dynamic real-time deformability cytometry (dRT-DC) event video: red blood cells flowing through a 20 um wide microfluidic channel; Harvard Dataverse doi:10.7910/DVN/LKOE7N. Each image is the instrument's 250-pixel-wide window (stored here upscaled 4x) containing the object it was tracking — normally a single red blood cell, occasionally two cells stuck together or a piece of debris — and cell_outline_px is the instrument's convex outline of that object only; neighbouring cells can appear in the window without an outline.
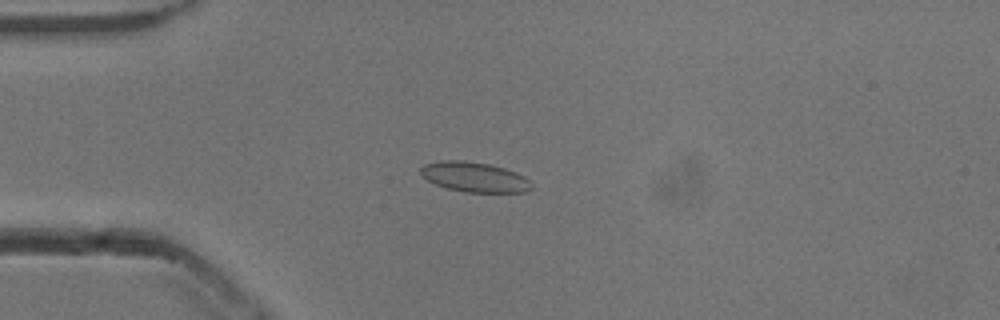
{"species": "common noctule bat (a hibernating species)", "species_latin": "Nyctalus noctula", "temperature_condition": "cold", "stored_images_in_passage": 54, "camera_frame_rate_fps": 3000, "um_per_image_px": 0.085, "animal": {"sex": "male", "body_mass_g": 13.3}, "frame": {"image": 1, "passage_image": 14, "time_ms": 4.333, "image_size_px": [1000, 320], "cell_outline_px": [[532, 188], [528, 192], [464, 192], [448, 188], [436, 184], [428, 180], [420, 172], [420, 168], [424, 164], [440, 160], [464, 160], [488, 164], [504, 168], [516, 172], [524, 176], [532, 184]], "centroid_in_image_um": [40.34, 15.04], "position_along_channel_um": 44.7, "area_um2": 19.31}}
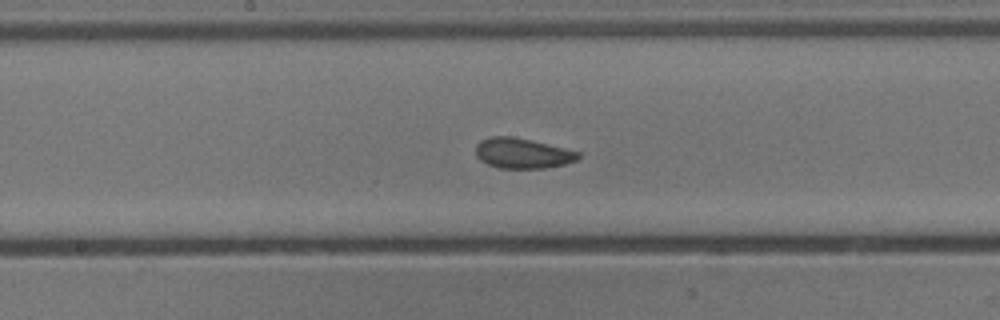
{"frame": {"image": 2, "passage_image": 28, "time_ms": 9.0, "image_size_px": [1000, 320], "cell_outline_px": [[580, 156], [576, 160], [564, 164], [548, 168], [500, 168], [488, 164], [480, 160], [476, 156], [476, 144], [480, 140], [488, 136], [512, 136], [564, 148], [580, 152]], "centroid_in_image_um": [44.37, 13.02], "position_along_channel_um": 203.8, "area_um2": 18.03}}
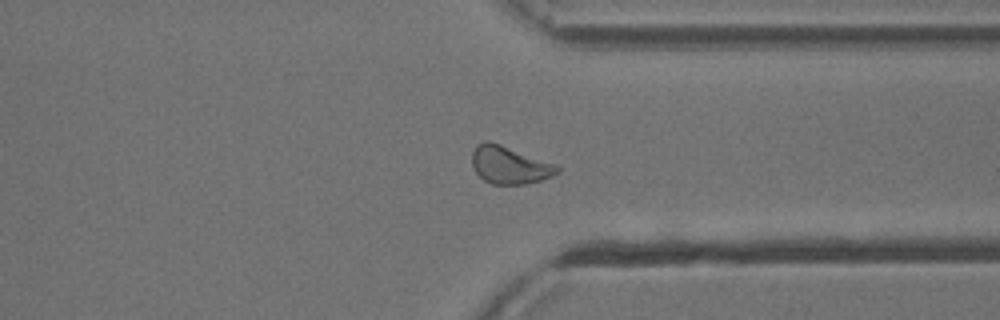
{"frame": {"image": 3, "passage_image": 41, "time_ms": 13.333, "image_size_px": [1000, 320], "cell_outline_px": [[560, 172], [552, 176], [540, 180], [524, 184], [492, 184], [484, 180], [476, 172], [472, 164], [472, 152], [476, 144], [484, 140], [488, 140], [500, 144], [556, 164], [560, 168]], "centroid_in_image_um": [43.3, 14.01], "position_along_channel_um": 368.1, "area_um2": 18.67}, "authors_computed_cell_mechanics": {"area_um2": 18.7561, "velocity_mm_per_s": 3.8214, "shape_relaxation_time_tau1_ms": 4.2715, "shape_relaxation_time_tau2_ms": 1.5943, "deformation_change_tau1": 0.0685, "deformation_change_tau2": 0.0675}}